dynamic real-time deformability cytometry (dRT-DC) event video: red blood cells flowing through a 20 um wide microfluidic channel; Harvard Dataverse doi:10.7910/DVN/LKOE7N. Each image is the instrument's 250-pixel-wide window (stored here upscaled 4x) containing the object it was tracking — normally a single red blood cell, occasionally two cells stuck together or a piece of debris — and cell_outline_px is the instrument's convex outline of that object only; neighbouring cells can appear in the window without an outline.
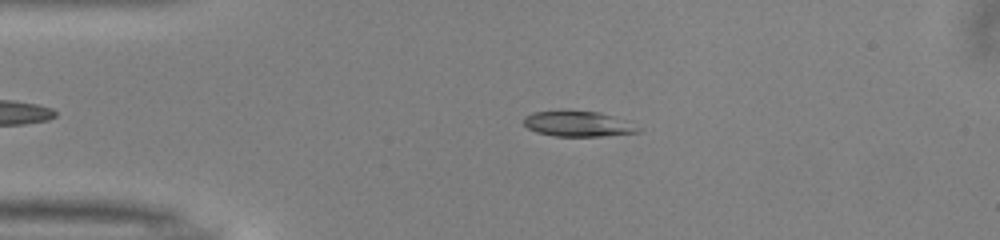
{"species": "common noctule bat (a hibernating species)", "species_latin": "Nyctalus noctula", "temperature_condition": "warm", "stored_images_in_passage": 37, "camera_frame_rate_fps": 3000, "um_per_image_px": 0.085, "animal": {"sex": "male", "body_mass_g": 13.0, "forearm_length_mm": 53.1}, "frame": {"image": 1, "passage_image": 3, "time_ms": 0.667, "image_size_px": [1000, 240], "cell_outline_px": [[644, 128], [640, 132], [604, 136], [552, 136], [536, 132], [528, 128], [524, 124], [524, 116], [532, 112], [560, 108], [600, 112], [612, 116]], "centroid_in_image_um": [49.09, 10.49], "position_along_channel_um": 35.9, "area_um2": 17.63}}
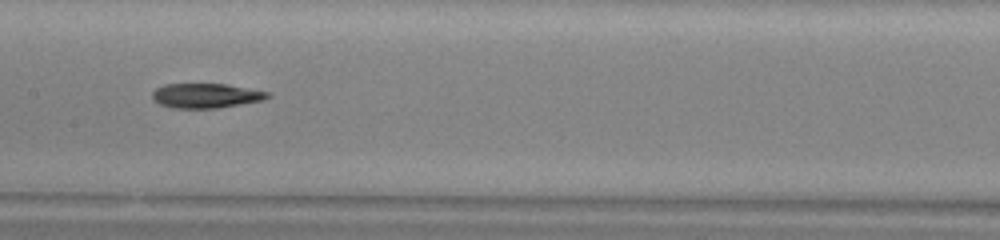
{"frame": {"image": 2, "passage_image": 17, "time_ms": 5.333, "image_size_px": [1000, 240], "cell_outline_px": [[272, 96], [264, 100], [216, 108], [172, 108], [160, 104], [152, 96], [152, 92], [156, 88], [164, 84], [228, 84], [268, 92]], "centroid_in_image_um": [17.52, 8.13], "position_along_channel_um": 189.9, "area_um2": 16.47}}
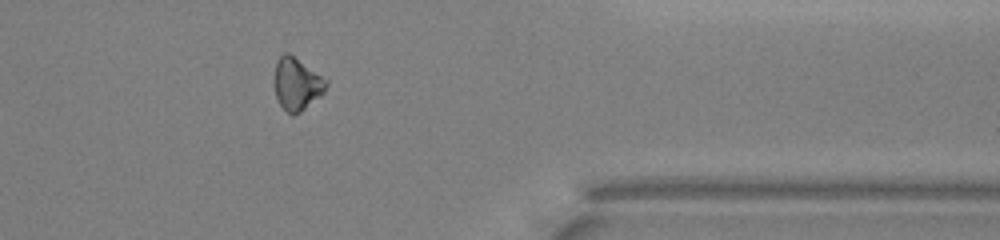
{"frame": {"image": 3, "passage_image": 33, "time_ms": 10.667, "image_size_px": [1000, 240], "cell_outline_px": [[328, 84], [324, 92], [320, 96], [300, 112], [292, 116], [280, 104], [276, 96], [272, 84], [272, 80], [276, 60], [284, 52], [288, 52], [328, 80]], "centroid_in_image_um": [25.19, 7.12], "position_along_channel_um": 386.2, "area_um2": 16.07}, "authors_computed_cell_mechanics": {"area_um2": 16.8776, "velocity_mm_per_s": 4.0464, "shape_relaxation_time_tau1_ms": 3.7918, "shape_relaxation_time_tau2_ms": null, "deformation_change_tau1": 0.1257, "deformation_change_tau2": null}}